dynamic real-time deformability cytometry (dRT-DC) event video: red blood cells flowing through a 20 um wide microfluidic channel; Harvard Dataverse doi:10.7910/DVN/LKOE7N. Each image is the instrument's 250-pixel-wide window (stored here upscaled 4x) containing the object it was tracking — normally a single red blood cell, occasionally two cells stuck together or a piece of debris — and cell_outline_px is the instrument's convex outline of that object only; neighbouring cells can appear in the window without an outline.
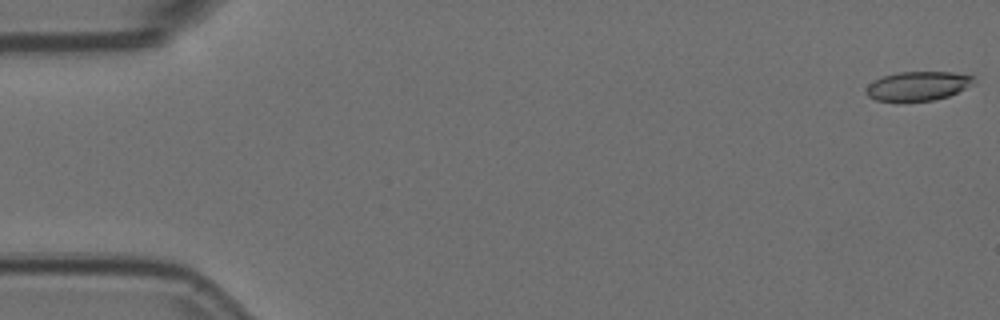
{"species": "Egyptian fruit bat (a non-hibernating species)", "species_latin": "Rousettus aegyptiacus", "temperature_condition": "room temperature", "stored_images_in_passage": 57, "camera_frame_rate_fps": 3000, "um_per_image_px": 0.085, "animal": {"sex": "female"}, "frame": {"image": 1, "passage_image": 1, "time_ms": 0.0, "image_size_px": [1000, 320], "cell_outline_px": [[976, 84], [948, 96], [932, 100], [876, 100], [868, 96], [864, 92], [868, 84], [884, 76], [900, 72], [952, 72], [972, 76]], "centroid_in_image_um": [78.05, 7.3], "position_along_channel_um": 7.0, "area_um2": 17.98}}
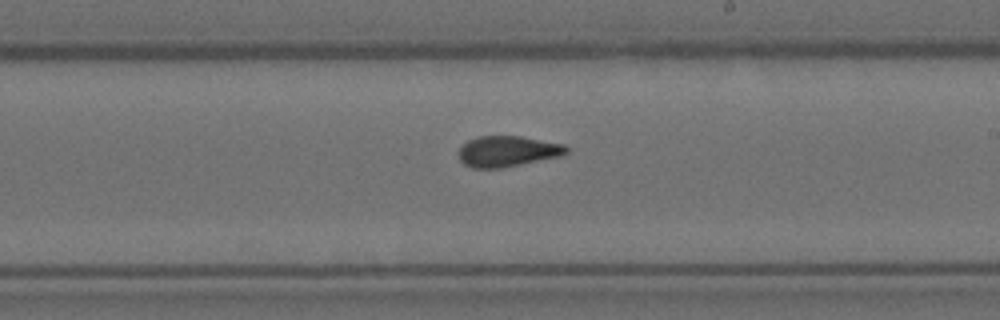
{"frame": {"image": 2, "passage_image": 33, "time_ms": 10.667, "image_size_px": [1000, 320], "cell_outline_px": [[568, 152], [560, 156], [500, 168], [472, 168], [464, 164], [460, 160], [460, 148], [468, 140], [480, 136], [520, 136], [564, 144], [568, 148]], "centroid_in_image_um": [43.14, 12.86], "position_along_channel_um": 245.9, "area_um2": 19.07}}
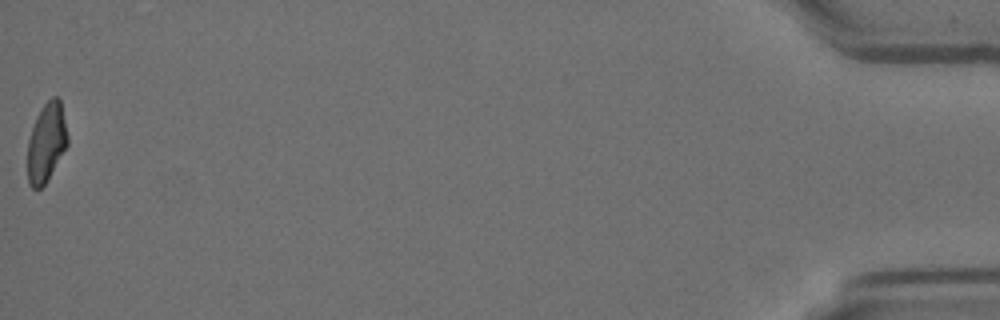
{"frame": {"image": 3, "passage_image": 57, "time_ms": 18.667, "image_size_px": [1000, 320], "cell_outline_px": [[68, 144], [44, 184], [40, 188], [32, 188], [28, 184], [28, 140], [36, 116], [40, 108], [52, 96], [56, 96], [60, 100], [68, 136]], "centroid_in_image_um": [3.94, 12.08], "position_along_channel_um": 431.3, "area_um2": 18.15}, "authors_computed_cell_mechanics": {"area_um2": 19.4786, "velocity_mm_per_s": 3.5871, "shape_relaxation_time_tau1_ms": null, "shape_relaxation_time_tau2_ms": 1.8156, "deformation_change_tau1": null, "deformation_change_tau2": 0.0666}}